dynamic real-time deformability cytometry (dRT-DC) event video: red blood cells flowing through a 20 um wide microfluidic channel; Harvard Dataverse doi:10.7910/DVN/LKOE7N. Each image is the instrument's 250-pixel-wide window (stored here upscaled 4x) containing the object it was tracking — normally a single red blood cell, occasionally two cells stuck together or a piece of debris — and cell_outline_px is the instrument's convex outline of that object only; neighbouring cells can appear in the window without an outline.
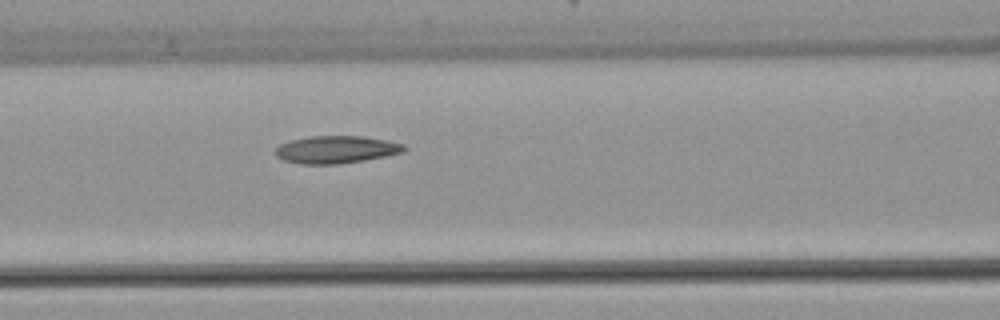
{"species": "common noctule bat (a hibernating species)", "species_latin": "Nyctalus noctula", "temperature_condition": "warm", "stored_images_in_passage": 6, "segment_of_instrument_passage": [1, 2], "camera_frame_rate_fps": 3000, "um_per_image_px": 0.085, "animal": {"sex": "female", "body_mass_g": 22.7, "forearm_length_mm": 54.2}, "frame": {"image": 1, "passage_image": 5, "time_ms": 5.667, "image_size_px": [1000, 320], "cell_outline_px": [[408, 148], [404, 152], [364, 160], [340, 164], [300, 164], [284, 160], [276, 156], [276, 148], [280, 144], [288, 140], [308, 136], [364, 136], [404, 144]], "centroid_in_image_um": [28.56, 12.71], "position_along_channel_um": 138.0, "area_um2": 20.69}}